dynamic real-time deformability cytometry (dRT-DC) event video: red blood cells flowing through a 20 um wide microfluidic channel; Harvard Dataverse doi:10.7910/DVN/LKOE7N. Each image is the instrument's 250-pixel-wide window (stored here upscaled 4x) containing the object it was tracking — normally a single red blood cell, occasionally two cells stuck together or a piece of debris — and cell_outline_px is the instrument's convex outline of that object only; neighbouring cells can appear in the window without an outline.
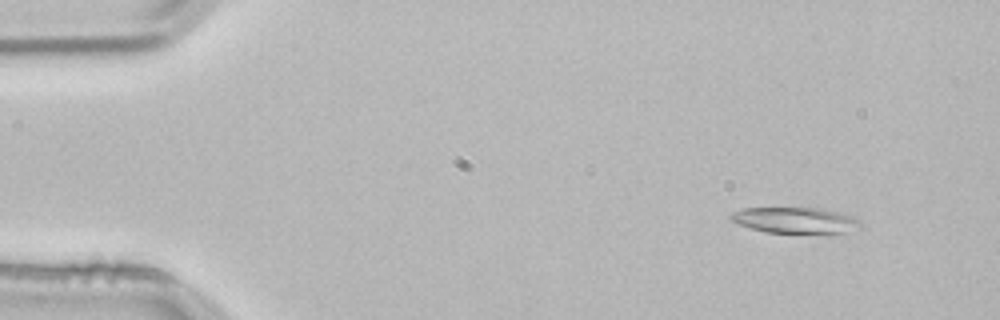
{"species": "common noctule bat (a hibernating species)", "species_latin": "Nyctalus noctula", "temperature_condition": "room temperature", "stored_images_in_passage": 4, "segment_of_instrument_passage": [1, 2], "camera_frame_rate_fps": 3000, "um_per_image_px": 0.085, "animal": {"sex": "male", "body_mass_g": 21.5, "forearm_length_mm": 52.0}, "frame": {"image": 1, "passage_image": 1, "time_ms": 0.0, "image_size_px": [1000, 320], "cell_outline_px": [[860, 228], [844, 232], [764, 232], [728, 220], [728, 216], [732, 212], [744, 208], [820, 208], [852, 216], [860, 220]], "centroid_in_image_um": [67.54, 18.7], "position_along_channel_um": 17.5, "area_um2": 19.25}}